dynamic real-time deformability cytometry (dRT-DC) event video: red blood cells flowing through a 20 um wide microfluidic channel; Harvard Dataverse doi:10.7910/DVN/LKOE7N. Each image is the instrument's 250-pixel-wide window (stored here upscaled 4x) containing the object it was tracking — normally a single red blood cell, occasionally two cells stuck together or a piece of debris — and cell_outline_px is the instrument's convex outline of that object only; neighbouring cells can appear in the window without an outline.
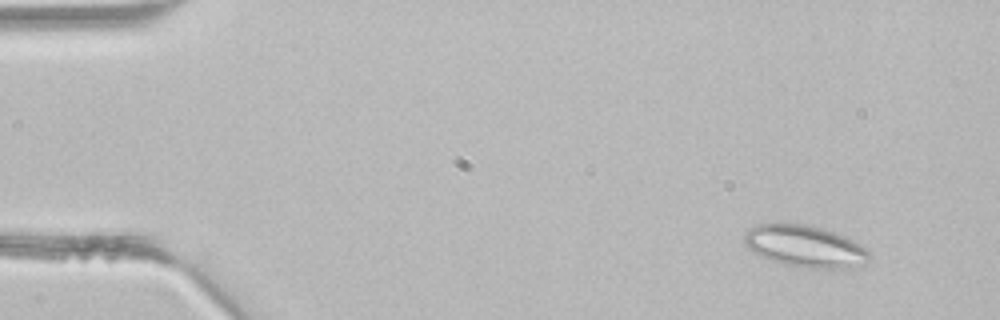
{"species": "common noctule bat (a hibernating species)", "species_latin": "Nyctalus noctula", "temperature_condition": "room temperature", "stored_images_in_passage": 11, "camera_frame_rate_fps": 3000, "um_per_image_px": 0.085, "animal": {"sex": "male", "body_mass_g": 21.5, "forearm_length_mm": 52.0}, "frame": {"image": 1, "passage_image": 2, "time_ms": 0.333, "image_size_px": [1000, 320], "cell_outline_px": [[872, 256], [868, 260], [844, 268], [800, 268], [784, 264], [760, 256], [748, 248], [744, 244], [744, 236], [748, 228], [756, 224], [784, 220], [824, 228], [844, 236], [860, 244]], "centroid_in_image_um": [68.33, 20.88], "position_along_channel_um": 16.7, "area_um2": 30.87}}